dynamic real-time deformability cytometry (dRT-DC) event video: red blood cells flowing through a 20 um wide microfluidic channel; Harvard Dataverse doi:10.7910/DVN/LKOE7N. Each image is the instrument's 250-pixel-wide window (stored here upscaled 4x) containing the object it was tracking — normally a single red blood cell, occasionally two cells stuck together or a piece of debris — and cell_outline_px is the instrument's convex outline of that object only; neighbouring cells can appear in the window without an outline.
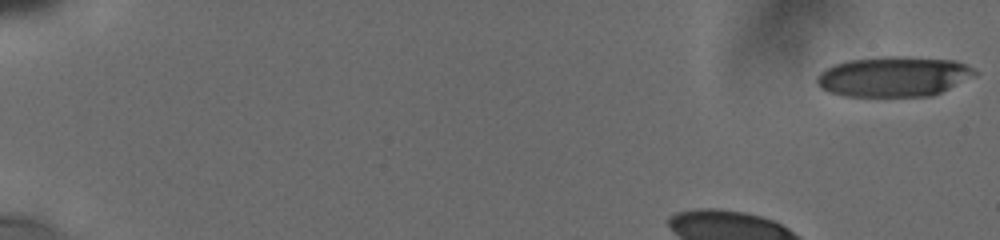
{"species": "human", "species_latin": "Homo sapiens", "temperature_condition": "cold", "stored_images_in_passage": 33, "camera_frame_rate_fps": 3000, "um_per_image_px": 0.085, "donor": {"sex": "male"}, "frame": {"image": 1, "passage_image": 1, "time_ms": 0.0, "image_size_px": [1000, 240], "cell_outline_px": [[980, 72], [932, 96], [844, 96], [828, 92], [820, 88], [816, 80], [816, 76], [820, 72], [832, 64], [848, 60], [884, 56], [900, 56], [956, 60]], "centroid_in_image_um": [75.9, 6.5], "position_along_channel_um": 9.1, "area_um2": 36.99}}
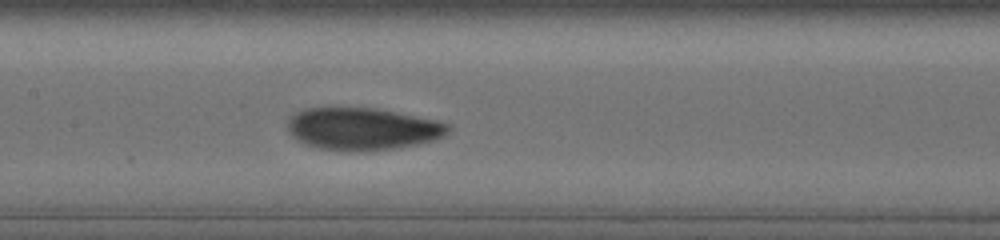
{"frame": {"image": 2, "passage_image": 28, "time_ms": 7.667, "image_size_px": [1000, 240], "cell_outline_px": [[448, 132], [444, 136], [432, 140], [416, 144], [396, 148], [364, 152], [360, 152], [320, 148], [304, 144], [296, 140], [288, 132], [288, 120], [296, 112], [308, 108], [372, 108], [436, 120], [448, 124]], "centroid_in_image_um": [30.77, 10.97], "position_along_channel_um": 176.6, "area_um2": 39.25}}
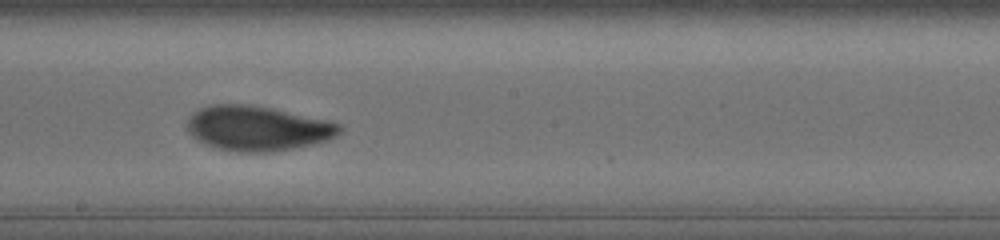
{"frame": {"image": 3, "passage_image": 32, "time_ms": 9.0, "image_size_px": [1000, 240], "cell_outline_px": [[344, 128], [336, 136], [328, 140], [312, 144], [272, 152], [240, 152], [220, 148], [204, 144], [196, 140], [188, 132], [188, 116], [200, 108], [212, 104], [244, 104], [268, 108], [328, 120], [340, 124]], "centroid_in_image_um": [21.88, 10.91], "position_along_channel_um": 226.3, "area_um2": 39.59}}